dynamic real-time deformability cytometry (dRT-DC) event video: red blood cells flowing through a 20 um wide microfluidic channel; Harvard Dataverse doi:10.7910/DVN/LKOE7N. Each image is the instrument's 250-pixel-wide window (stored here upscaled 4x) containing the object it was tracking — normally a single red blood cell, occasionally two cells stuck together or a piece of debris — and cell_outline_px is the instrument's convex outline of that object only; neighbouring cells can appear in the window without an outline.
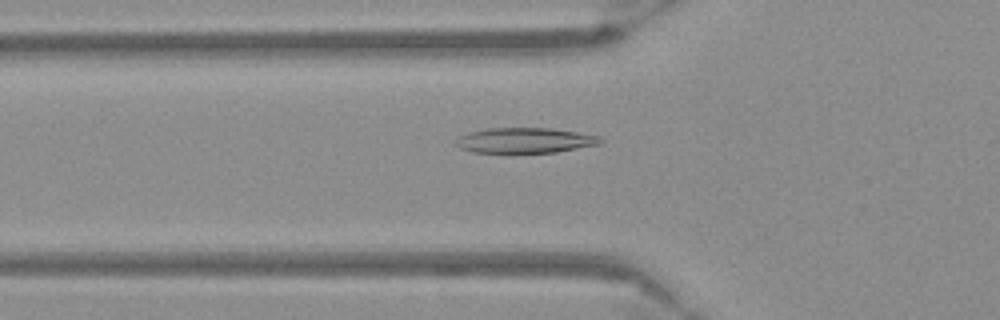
{"species": "Egyptian fruit bat (a non-hibernating species)", "species_latin": "Rousettus aegyptiacus", "temperature_condition": "warm", "stored_images_in_passage": 54, "camera_frame_rate_fps": 3000, "um_per_image_px": 0.085, "frame": {"image": 1, "passage_image": 19, "time_ms": 6.0, "image_size_px": [1000, 320], "cell_outline_px": [[604, 140], [600, 144], [556, 152], [512, 156], [508, 156], [472, 152], [460, 148], [456, 144], [456, 136], [488, 128], [552, 128], [600, 136]], "centroid_in_image_um": [44.57, 11.99], "position_along_channel_um": 81.2, "area_um2": 22.43}}
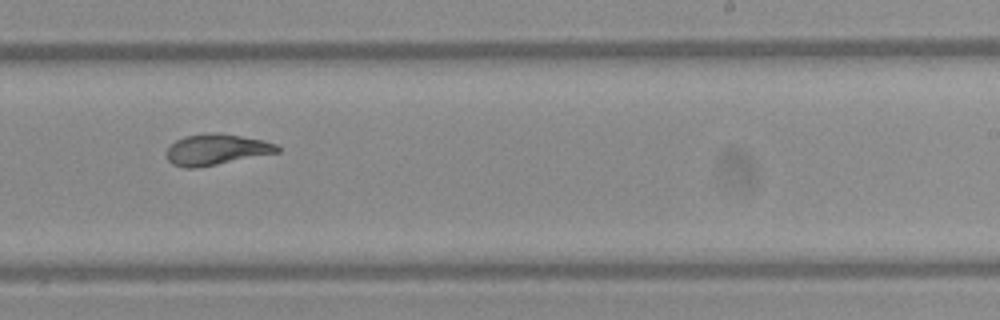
{"frame": {"image": 2, "passage_image": 34, "time_ms": 11.0, "image_size_px": [1000, 320], "cell_outline_px": [[280, 152], [196, 168], [184, 168], [172, 164], [168, 160], [168, 148], [176, 140], [184, 136], [208, 132], [212, 132], [240, 136], [264, 140], [276, 144], [280, 148]], "centroid_in_image_um": [18.39, 12.71], "position_along_channel_um": 270.6, "area_um2": 19.83}}
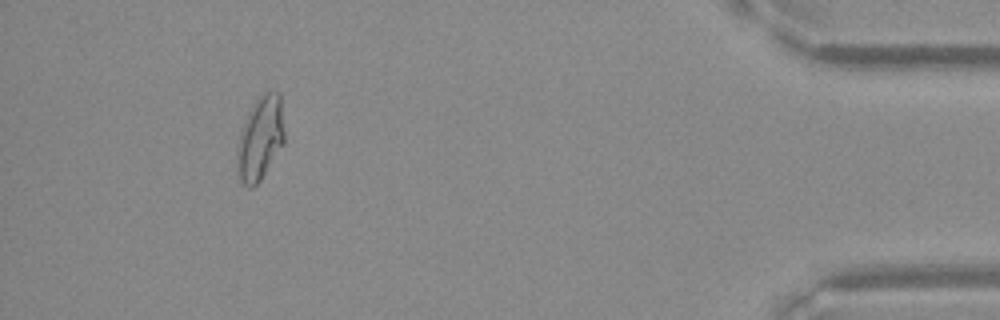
{"frame": {"image": 3, "passage_image": 50, "time_ms": 16.333, "image_size_px": [1000, 320], "cell_outline_px": [[284, 144], [260, 180], [252, 188], [248, 188], [240, 180], [236, 164], [236, 152], [240, 132], [248, 112], [252, 104], [264, 92], [280, 92], [284, 132]], "centroid_in_image_um": [22.11, 11.76], "position_along_channel_um": 413.1, "area_um2": 23.12}}